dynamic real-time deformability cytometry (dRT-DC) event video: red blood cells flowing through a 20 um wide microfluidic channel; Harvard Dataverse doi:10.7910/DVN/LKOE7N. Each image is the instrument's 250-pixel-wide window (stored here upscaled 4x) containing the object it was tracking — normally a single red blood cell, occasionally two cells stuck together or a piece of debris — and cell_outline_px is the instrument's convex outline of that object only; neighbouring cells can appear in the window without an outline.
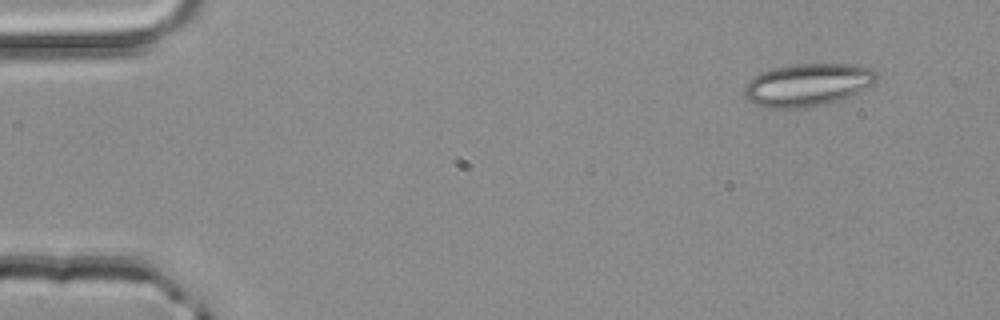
{"species": "common noctule bat (a hibernating species)", "species_latin": "Nyctalus noctula", "temperature_condition": "room temperature", "stored_images_in_passage": 2, "camera_frame_rate_fps": 3000, "um_per_image_px": 0.085, "animal": {"sex": "male", "body_mass_g": 20.4}, "frame": {"image": 1, "passage_image": 1, "time_ms": 0.0, "image_size_px": [1000, 320], "cell_outline_px": [[880, 76], [872, 84], [860, 92], [812, 108], [772, 108], [756, 104], [748, 100], [744, 96], [744, 88], [748, 80], [752, 76], [760, 72], [772, 68], [796, 64], [848, 64], [868, 68], [876, 72]], "centroid_in_image_um": [68.61, 7.21], "position_along_channel_um": 16.4, "area_um2": 32.89}}